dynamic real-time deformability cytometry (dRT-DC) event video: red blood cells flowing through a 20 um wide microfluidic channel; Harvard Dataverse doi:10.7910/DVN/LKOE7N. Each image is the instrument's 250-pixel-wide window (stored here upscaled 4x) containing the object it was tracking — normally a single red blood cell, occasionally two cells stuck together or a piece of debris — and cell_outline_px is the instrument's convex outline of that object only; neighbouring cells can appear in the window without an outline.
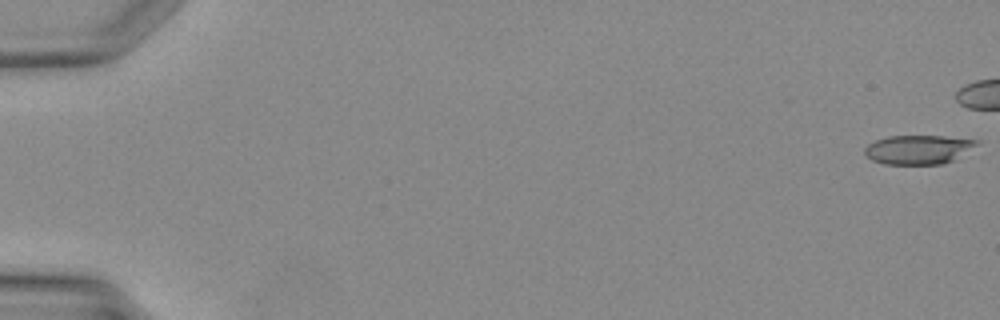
{"species": "Egyptian fruit bat (a non-hibernating species)", "species_latin": "Rousettus aegyptiacus", "temperature_condition": "warm", "stored_images_in_passage": 33, "camera_frame_rate_fps": 3000, "um_per_image_px": 0.085, "animal": {"sex": "female"}, "frame": {"image": 1, "passage_image": 1, "time_ms": 0.0, "image_size_px": [1000, 320], "cell_outline_px": [[980, 144], [952, 160], [944, 164], [884, 164], [872, 160], [864, 152], [864, 148], [868, 144], [876, 140], [888, 136], [944, 136], [980, 140]], "centroid_in_image_um": [78.07, 12.7], "position_along_channel_um": 6.9, "area_um2": 18.96}}
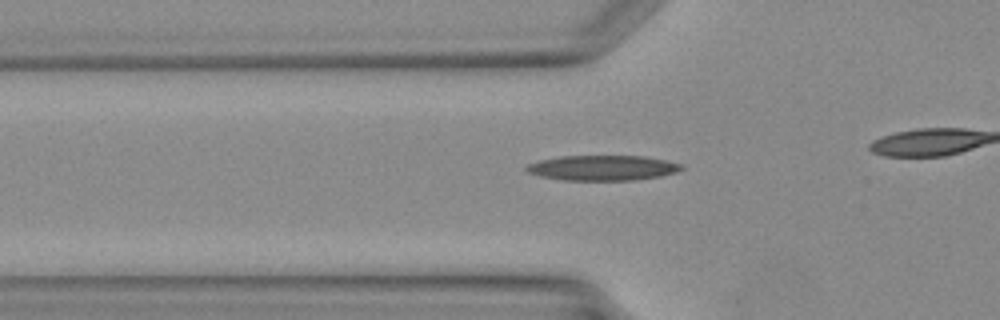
{"frame": {"image": 2, "passage_image": 15, "time_ms": 4.667, "image_size_px": [1000, 320], "cell_outline_px": [[684, 168], [676, 172], [660, 176], [636, 180], [564, 180], [540, 176], [528, 172], [524, 168], [528, 164], [540, 160], [560, 156], [640, 156], [664, 160], [684, 164]], "centroid_in_image_um": [51.22, 14.27], "position_along_channel_um": 74.6, "area_um2": 22.66}}